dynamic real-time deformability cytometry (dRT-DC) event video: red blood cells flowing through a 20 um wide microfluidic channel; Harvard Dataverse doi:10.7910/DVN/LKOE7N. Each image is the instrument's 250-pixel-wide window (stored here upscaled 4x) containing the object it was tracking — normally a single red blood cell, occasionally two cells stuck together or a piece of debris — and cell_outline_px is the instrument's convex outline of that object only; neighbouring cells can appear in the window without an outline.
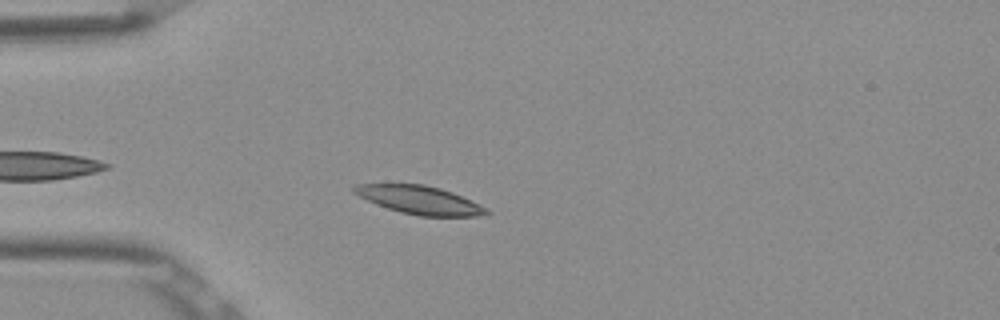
{"species": "Egyptian fruit bat (a non-hibernating species)", "species_latin": "Rousettus aegyptiacus", "temperature_condition": "room temperature", "stored_images_in_passage": 4, "camera_frame_rate_fps": 3000, "um_per_image_px": 0.085, "frame": {"image": 1, "passage_image": 3, "time_ms": 0.667, "image_size_px": [1000, 320], "cell_outline_px": [[492, 212], [476, 216], [420, 216], [400, 212], [376, 204], [352, 192], [352, 188], [356, 184], [424, 184], [440, 188], [452, 192], [488, 208]], "centroid_in_image_um": [35.67, 17.0], "position_along_channel_um": 49.3, "area_um2": 21.62}}